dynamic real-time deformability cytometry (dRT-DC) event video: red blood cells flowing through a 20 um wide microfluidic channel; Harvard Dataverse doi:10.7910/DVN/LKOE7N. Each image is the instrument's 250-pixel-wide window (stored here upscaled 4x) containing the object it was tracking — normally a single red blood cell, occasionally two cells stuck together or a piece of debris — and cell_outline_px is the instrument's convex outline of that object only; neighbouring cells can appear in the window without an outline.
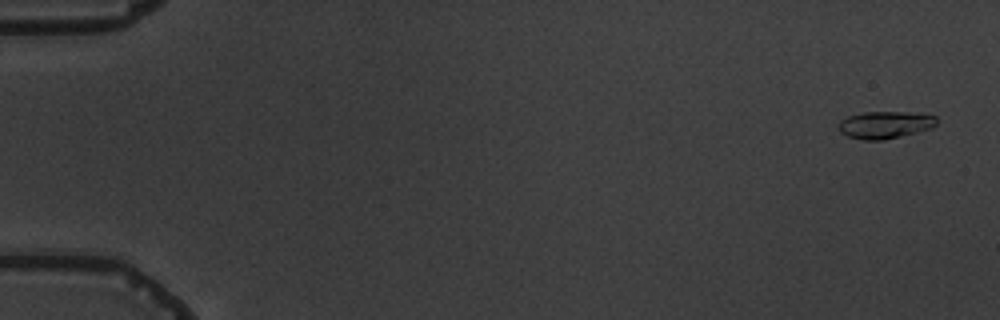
{"species": "common noctule bat (a hibernating species)", "species_latin": "Nyctalus noctula", "temperature_condition": "warm", "stored_images_in_passage": 5, "camera_frame_rate_fps": 3000, "um_per_image_px": 0.085, "animal": {"sex": "male", "body_mass_g": 19.5, "forearm_length_mm": 54.6}, "frame": {"image": 1, "passage_image": 1, "time_ms": 0.0, "image_size_px": [1000, 320], "cell_outline_px": [[936, 124], [932, 128], [884, 140], [860, 140], [848, 136], [840, 132], [836, 128], [836, 124], [840, 120], [848, 116], [864, 112], [904, 112], [936, 116]], "centroid_in_image_um": [75.15, 10.62], "position_along_channel_um": 9.8, "area_um2": 15.61}}